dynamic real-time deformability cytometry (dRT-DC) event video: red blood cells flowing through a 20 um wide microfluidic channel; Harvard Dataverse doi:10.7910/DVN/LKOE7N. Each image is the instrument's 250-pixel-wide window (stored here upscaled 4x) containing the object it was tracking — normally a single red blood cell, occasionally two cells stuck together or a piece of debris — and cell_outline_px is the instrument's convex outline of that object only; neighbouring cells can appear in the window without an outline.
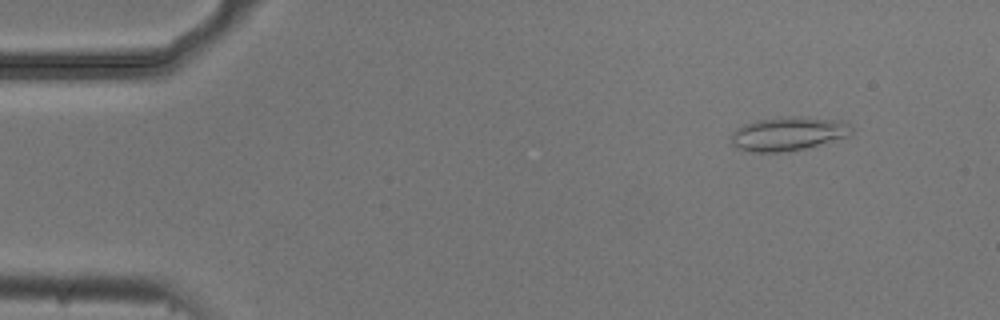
{"species": "common noctule bat (a hibernating species)", "species_latin": "Nyctalus noctula", "temperature_condition": "cold", "stored_images_in_passage": 54, "camera_frame_rate_fps": 3000, "um_per_image_px": 0.085, "animal": {"sex": "male", "body_mass_g": 20.5, "forearm_length_mm": 52.5}, "frame": {"image": 1, "passage_image": 6, "time_ms": 1.667, "image_size_px": [1000, 320], "cell_outline_px": [[852, 132], [848, 136], [804, 148], [780, 152], [752, 152], [736, 148], [732, 144], [732, 132], [736, 128], [744, 124], [756, 120], [796, 116], [840, 120], [848, 124], [852, 128]], "centroid_in_image_um": [66.96, 11.36], "position_along_channel_um": 18.0, "area_um2": 23.41}}
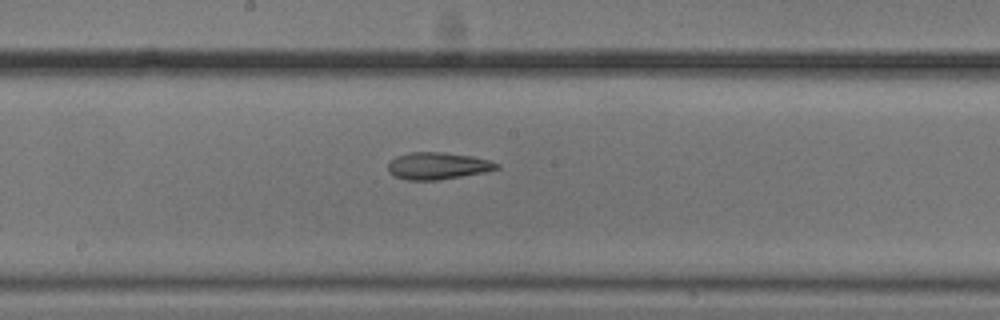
{"frame": {"image": 2, "passage_image": 29, "time_ms": 9.333, "image_size_px": [1000, 320], "cell_outline_px": [[500, 168], [488, 172], [436, 180], [408, 180], [396, 176], [388, 172], [388, 164], [396, 156], [408, 152], [440, 152], [472, 156], [488, 160], [500, 164]], "centroid_in_image_um": [37.23, 14.1], "position_along_channel_um": 211.0, "area_um2": 17.11}}
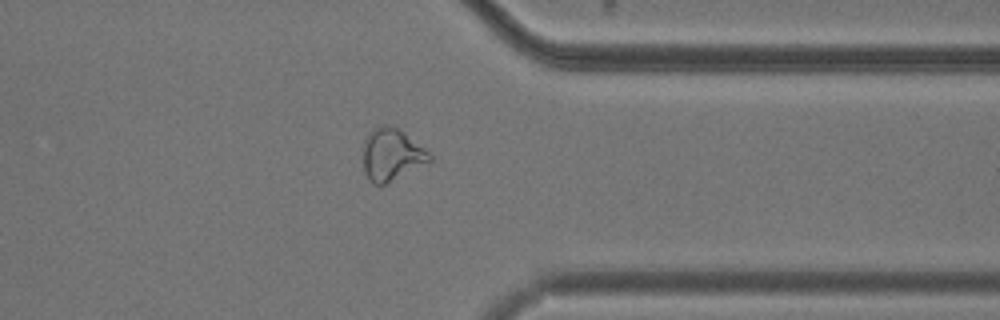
{"frame": {"image": 3, "passage_image": 43, "time_ms": 14.0, "image_size_px": [1000, 320], "cell_outline_px": [[432, 160], [384, 184], [372, 184], [368, 180], [364, 172], [364, 140], [368, 132], [372, 128], [384, 124], [388, 124], [400, 128], [424, 148], [432, 156]], "centroid_in_image_um": [33.26, 13.1], "position_along_channel_um": 378.1, "area_um2": 20.11}, "authors_computed_cell_mechanics": {"area_um2": 19.1607, "velocity_mm_per_s": 3.7073, "shape_relaxation_time_tau1_ms": null, "shape_relaxation_time_tau2_ms": 3.4659, "deformation_change_tau1": null, "deformation_change_tau2": 0.1216}}